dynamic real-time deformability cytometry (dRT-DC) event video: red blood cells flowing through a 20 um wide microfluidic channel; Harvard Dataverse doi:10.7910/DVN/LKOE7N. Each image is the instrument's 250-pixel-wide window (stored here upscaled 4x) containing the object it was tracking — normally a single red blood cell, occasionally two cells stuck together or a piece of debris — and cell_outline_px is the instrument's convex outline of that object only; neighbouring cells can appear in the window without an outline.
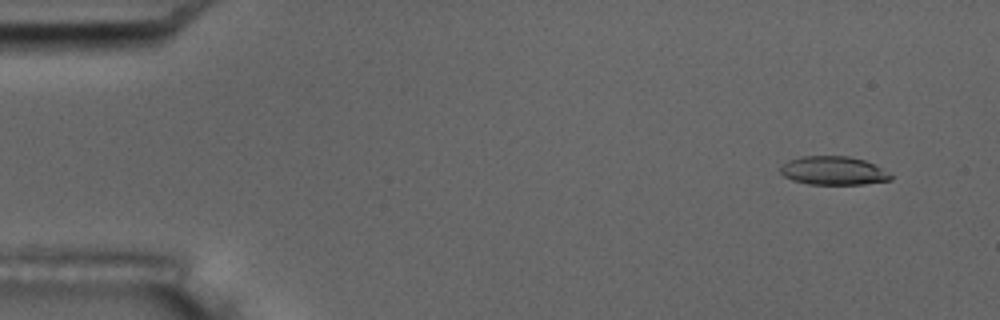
{"species": "common noctule bat (a hibernating species)", "species_latin": "Nyctalus noctula", "temperature_condition": "room temperature", "stored_images_in_passage": 7, "camera_frame_rate_fps": 3000, "um_per_image_px": 0.085, "animal": {"sex": "male", "body_mass_g": 17.5, "forearm_length_mm": 52.3}, "frame": {"image": 1, "passage_image": 1, "time_ms": 0.0, "image_size_px": [1000, 320], "cell_outline_px": [[892, 180], [864, 184], [808, 184], [792, 180], [784, 176], [780, 172], [780, 168], [788, 160], [800, 156], [848, 156], [864, 160], [888, 172], [892, 176]], "centroid_in_image_um": [70.82, 14.51], "position_along_channel_um": 14.2, "area_um2": 18.26}}
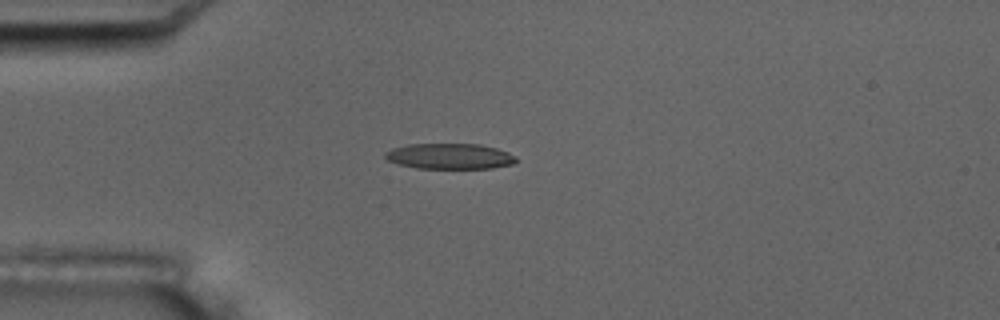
{"frame": {"image": 2, "passage_image": 4, "time_ms": 3.667, "image_size_px": [1000, 320], "cell_outline_px": [[516, 160], [512, 164], [492, 168], [416, 168], [400, 164], [388, 160], [384, 156], [384, 152], [392, 148], [408, 144], [480, 144], [496, 148], [508, 152], [516, 156]], "centroid_in_image_um": [38.22, 13.27], "position_along_channel_um": 46.8, "area_um2": 19.48}}